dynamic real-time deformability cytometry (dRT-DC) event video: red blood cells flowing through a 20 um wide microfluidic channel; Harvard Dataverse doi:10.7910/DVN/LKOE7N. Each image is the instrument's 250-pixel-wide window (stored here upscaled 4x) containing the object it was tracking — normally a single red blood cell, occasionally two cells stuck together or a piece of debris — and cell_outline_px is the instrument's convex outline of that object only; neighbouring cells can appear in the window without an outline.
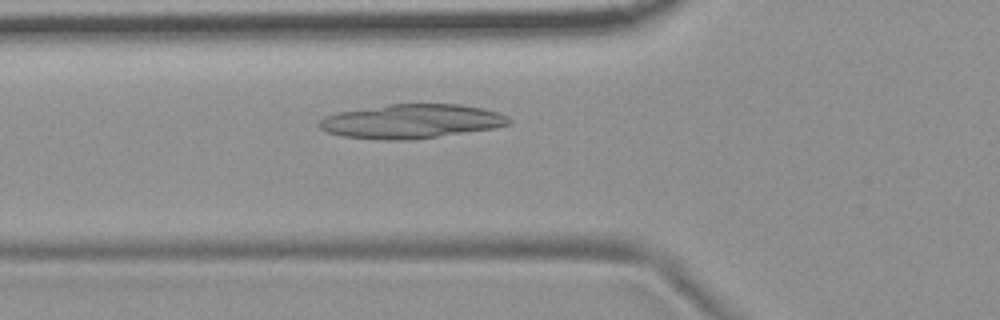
{"species": "common noctule bat (a hibernating species)", "species_latin": "Nyctalus noctula", "temperature_condition": "room temperature", "stored_images_in_passage": 45, "camera_frame_rate_fps": 3000, "um_per_image_px": 0.085, "animal": {"sex": "female", "body_mass_g": 19.9}, "frame": {"image": 1, "passage_image": 10, "time_ms": 3.0, "image_size_px": [1000, 320], "cell_outline_px": [[512, 120], [508, 124], [496, 128], [408, 140], [380, 140], [344, 136], [328, 132], [320, 128], [316, 124], [324, 116], [340, 112], [388, 104], [460, 104], [484, 108], [500, 112], [508, 116]], "centroid_in_image_um": [35.0, 10.3], "position_along_channel_um": 90.8, "area_um2": 37.74}}
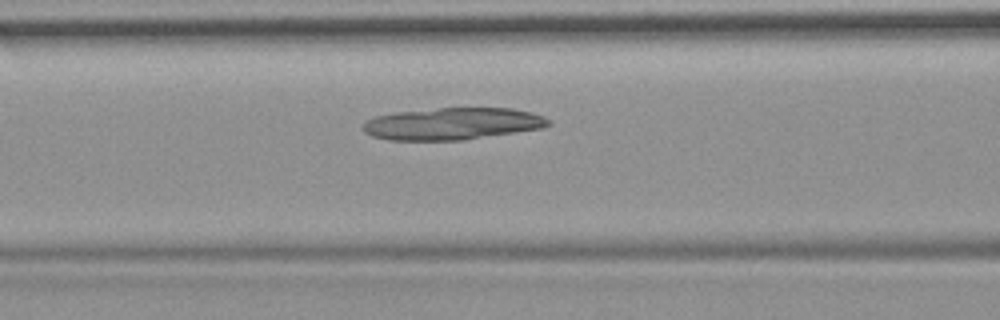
{"frame": {"image": 2, "passage_image": 13, "time_ms": 4.0, "image_size_px": [1000, 320], "cell_outline_px": [[552, 124], [544, 128], [460, 140], [388, 140], [372, 136], [364, 132], [360, 128], [360, 124], [364, 120], [376, 116], [396, 112], [440, 108], [512, 108], [532, 112], [544, 116]], "centroid_in_image_um": [38.42, 10.51], "position_along_channel_um": 128.2, "area_um2": 34.8}}
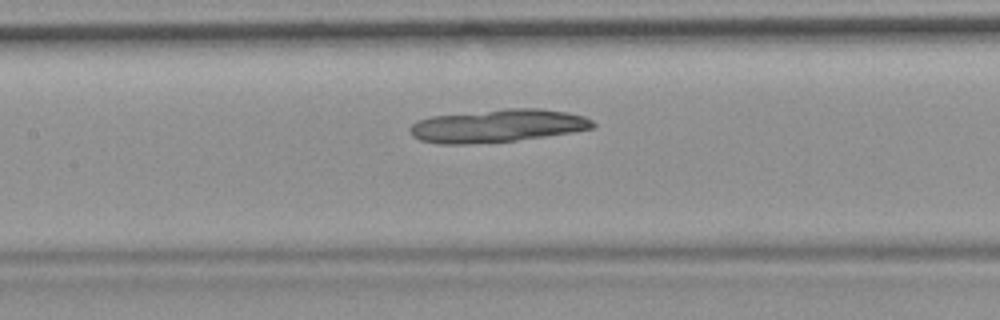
{"frame": {"image": 3, "passage_image": 16, "time_ms": 5.0, "image_size_px": [1000, 320], "cell_outline_px": [[596, 124], [592, 128], [572, 132], [516, 140], [468, 144], [440, 144], [420, 140], [412, 136], [408, 128], [416, 120], [432, 116], [504, 108], [540, 108], [568, 112], [584, 116], [592, 120]], "centroid_in_image_um": [42.26, 10.68], "position_along_channel_um": 165.1, "area_um2": 35.2}}